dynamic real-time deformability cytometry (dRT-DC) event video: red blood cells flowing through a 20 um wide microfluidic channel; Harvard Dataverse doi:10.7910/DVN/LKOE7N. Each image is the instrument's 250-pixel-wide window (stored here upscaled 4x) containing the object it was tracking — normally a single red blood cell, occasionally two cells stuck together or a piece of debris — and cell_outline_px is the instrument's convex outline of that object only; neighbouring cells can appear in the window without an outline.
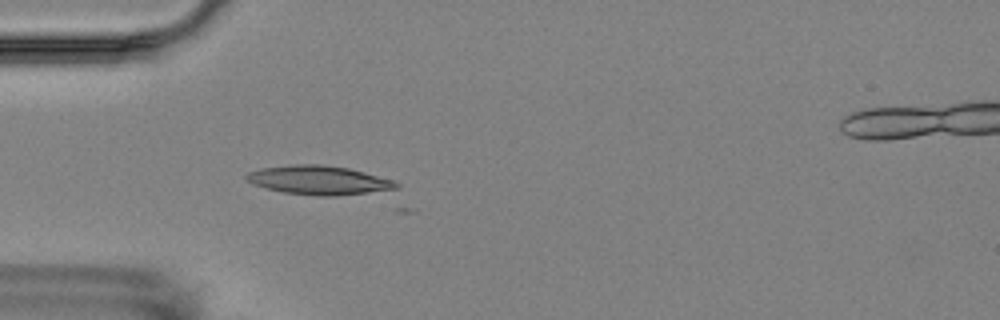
{"species": "Egyptian fruit bat (a non-hibernating species)", "species_latin": "Rousettus aegyptiacus", "temperature_condition": "room temperature", "stored_images_in_passage": 2, "camera_frame_rate_fps": 3000, "um_per_image_px": 0.085, "animal": {"sex": "female"}, "frame": {"image": 1, "passage_image": 2, "time_ms": 1.667, "image_size_px": [1000, 320], "cell_outline_px": [[400, 188], [336, 196], [316, 196], [284, 192], [252, 184], [244, 176], [248, 172], [260, 168], [296, 164], [324, 164], [348, 168], [364, 172], [392, 180], [400, 184]], "centroid_in_image_um": [27.09, 15.31], "position_along_channel_um": 57.9, "area_um2": 25.14}}